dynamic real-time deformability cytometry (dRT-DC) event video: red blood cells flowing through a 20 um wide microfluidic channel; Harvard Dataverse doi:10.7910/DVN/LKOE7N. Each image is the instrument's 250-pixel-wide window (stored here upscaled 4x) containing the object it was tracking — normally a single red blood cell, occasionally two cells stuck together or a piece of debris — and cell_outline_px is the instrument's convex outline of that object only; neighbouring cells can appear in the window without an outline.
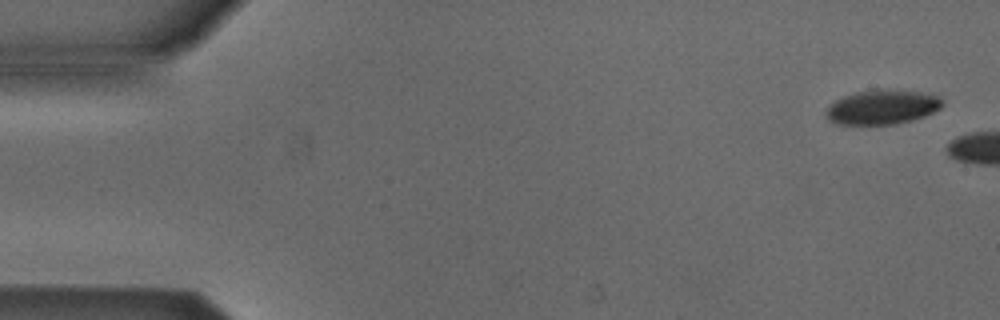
{"species": "Egyptian fruit bat (a non-hibernating species)", "species_latin": "Rousettus aegyptiacus", "temperature_condition": "cold", "stored_images_in_passage": 2, "camera_frame_rate_fps": 3000, "um_per_image_px": 0.085, "animal": {"sex": "male"}, "frame": {"image": 1, "passage_image": 1, "time_ms": 0.0, "image_size_px": [1000, 320], "cell_outline_px": [[944, 104], [940, 108], [924, 116], [912, 120], [896, 124], [836, 124], [828, 120], [824, 112], [828, 104], [844, 96], [856, 92], [876, 88], [920, 92], [940, 96]], "centroid_in_image_um": [74.96, 9.09], "position_along_channel_um": 10.0, "area_um2": 23.58}}